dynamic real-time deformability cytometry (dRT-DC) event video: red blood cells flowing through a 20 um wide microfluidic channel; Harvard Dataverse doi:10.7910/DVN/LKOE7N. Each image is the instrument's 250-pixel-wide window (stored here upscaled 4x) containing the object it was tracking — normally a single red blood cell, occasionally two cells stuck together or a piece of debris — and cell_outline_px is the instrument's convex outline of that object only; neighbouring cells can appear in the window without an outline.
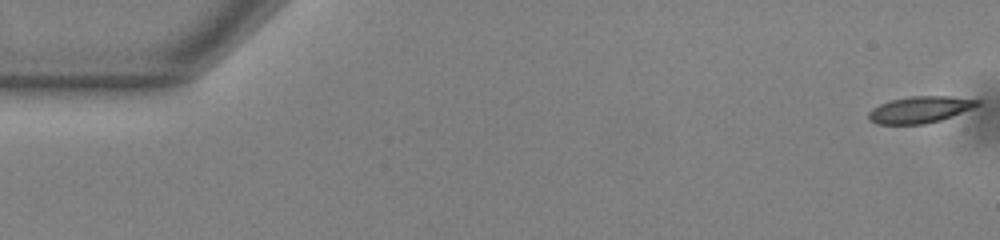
{"species": "common noctule bat (a hibernating species)", "species_latin": "Nyctalus noctula", "temperature_condition": "warm", "stored_images_in_passage": 53, "camera_frame_rate_fps": 3000, "um_per_image_px": 0.085, "animal": {"sex": "male", "body_mass_g": 13.0, "forearm_length_mm": 53.1}, "frame": {"image": 1, "passage_image": 1, "time_ms": 0.0, "image_size_px": [1000, 240], "cell_outline_px": [[980, 104], [972, 108], [940, 120], [924, 124], [876, 124], [868, 120], [868, 112], [872, 108], [880, 104], [892, 100], [912, 96], [952, 96], [980, 100]], "centroid_in_image_um": [78.17, 9.32], "position_along_channel_um": 6.8, "area_um2": 16.76}}
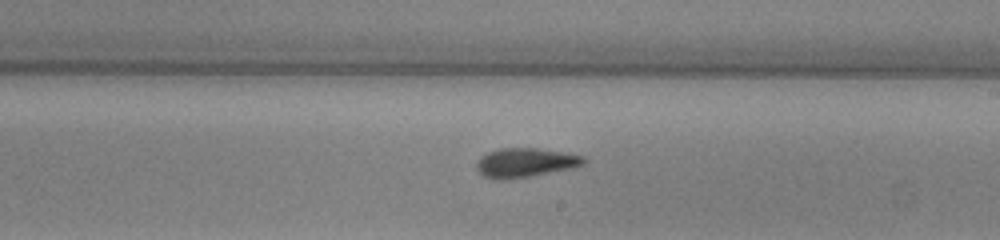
{"frame": {"image": 2, "passage_image": 31, "time_ms": 10.0, "image_size_px": [1000, 240], "cell_outline_px": [[584, 164], [572, 168], [528, 176], [504, 180], [500, 180], [484, 176], [476, 168], [476, 164], [488, 152], [500, 148], [536, 148], [584, 156]], "centroid_in_image_um": [44.64, 13.82], "position_along_channel_um": 244.4, "area_um2": 17.74}}
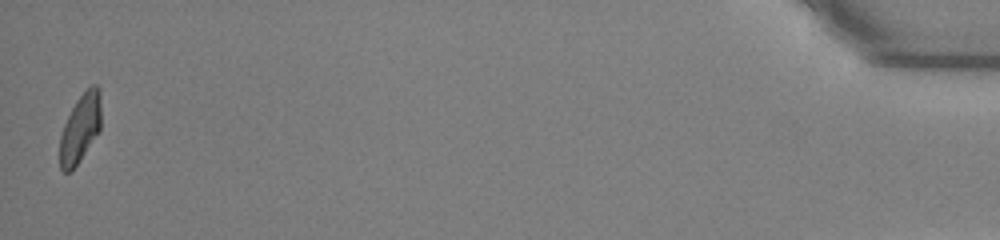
{"frame": {"image": 3, "passage_image": 53, "time_ms": 17.333, "image_size_px": [1000, 240], "cell_outline_px": [[100, 132], [80, 160], [68, 172], [64, 172], [60, 168], [60, 136], [64, 124], [76, 100], [92, 84], [96, 84], [100, 88]], "centroid_in_image_um": [6.84, 10.89], "position_along_channel_um": 428.4, "area_um2": 16.36}, "authors_computed_cell_mechanics": {"area_um2": 17.4556, "velocity_mm_per_s": 3.867, "shape_relaxation_time_tau1_ms": 5.6781, "shape_relaxation_time_tau2_ms": 3.818, "deformation_change_tau1": 0.1716, "deformation_change_tau2": 0.1027}}